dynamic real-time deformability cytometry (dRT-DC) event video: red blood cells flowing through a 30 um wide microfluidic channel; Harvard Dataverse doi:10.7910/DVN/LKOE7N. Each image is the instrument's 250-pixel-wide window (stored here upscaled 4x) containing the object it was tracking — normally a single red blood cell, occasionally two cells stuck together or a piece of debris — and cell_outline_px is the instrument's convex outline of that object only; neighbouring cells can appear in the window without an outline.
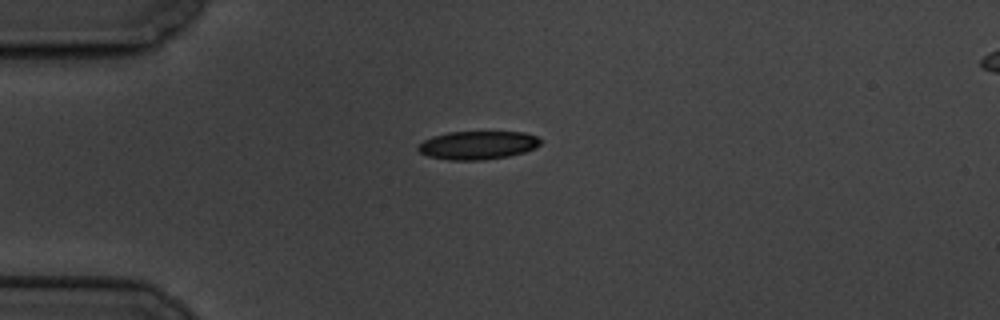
{"species": "common noctule bat (a hibernating species)", "species_latin": "Nyctalus noctula", "temperature_condition": "cold", "stored_images_in_passage": 8, "camera_frame_rate_fps": 3000, "um_per_image_px": 0.085, "animal": {"sex": "male", "body_mass_g": 19.5, "forearm_length_mm": 54.6}, "frame": {"image": 1, "passage_image": 4, "time_ms": 4.0, "image_size_px": [1000, 320], "cell_outline_px": [[544, 140], [536, 148], [524, 152], [508, 156], [480, 160], [448, 160], [428, 156], [420, 152], [416, 148], [424, 140], [432, 136], [448, 132], [524, 132], [536, 136]], "centroid_in_image_um": [40.62, 12.34], "position_along_channel_um": 44.4, "area_um2": 20.29}}
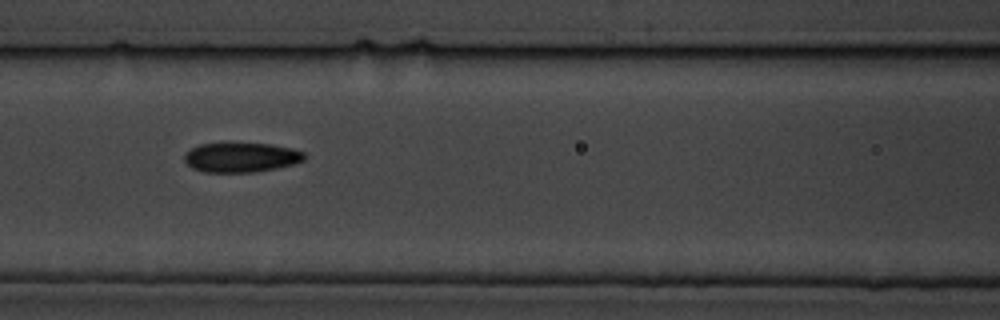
{"frame": {"image": 2, "passage_image": 7, "time_ms": 7.667, "image_size_px": [1000, 320], "cell_outline_px": [[308, 156], [304, 160], [292, 164], [276, 168], [252, 172], [204, 172], [192, 168], [184, 160], [184, 156], [192, 148], [200, 144], [224, 140], [272, 144], [292, 148], [304, 152]], "centroid_in_image_um": [20.49, 13.32], "position_along_channel_um": 146.1, "area_um2": 21.5}}
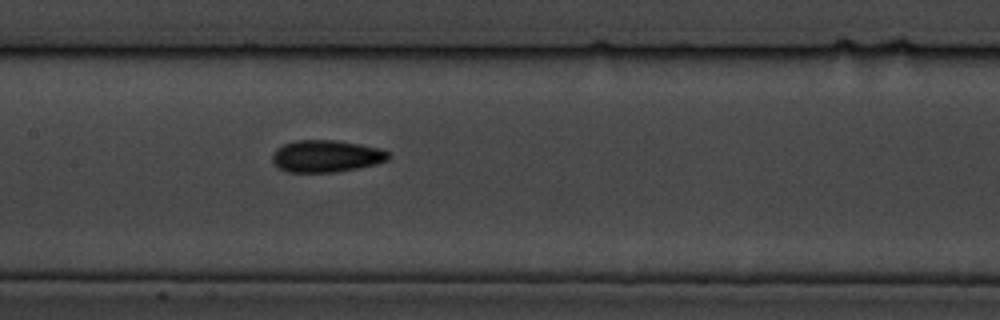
{"frame": {"image": 3, "passage_image": 8, "time_ms": 8.667, "image_size_px": [1000, 320], "cell_outline_px": [[388, 160], [376, 164], [356, 168], [332, 172], [284, 172], [276, 168], [272, 160], [272, 156], [276, 148], [284, 144], [296, 140], [336, 140], [360, 144], [380, 148], [388, 152]], "centroid_in_image_um": [27.68, 13.27], "position_along_channel_um": 179.7, "area_um2": 21.73}}